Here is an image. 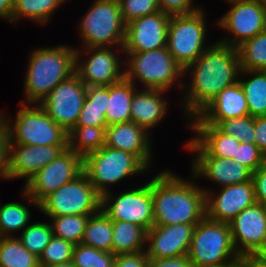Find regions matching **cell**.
I'll use <instances>...</instances> for the list:
<instances>
[{
  "mask_svg": "<svg viewBox=\"0 0 266 267\" xmlns=\"http://www.w3.org/2000/svg\"><path fill=\"white\" fill-rule=\"evenodd\" d=\"M124 55L123 47L76 46L75 73L87 87L109 86L125 78Z\"/></svg>",
  "mask_w": 266,
  "mask_h": 267,
  "instance_id": "10",
  "label": "cell"
},
{
  "mask_svg": "<svg viewBox=\"0 0 266 267\" xmlns=\"http://www.w3.org/2000/svg\"><path fill=\"white\" fill-rule=\"evenodd\" d=\"M67 148L68 145L9 144L8 169L5 181L24 179V185Z\"/></svg>",
  "mask_w": 266,
  "mask_h": 267,
  "instance_id": "18",
  "label": "cell"
},
{
  "mask_svg": "<svg viewBox=\"0 0 266 267\" xmlns=\"http://www.w3.org/2000/svg\"><path fill=\"white\" fill-rule=\"evenodd\" d=\"M116 255L84 244L75 245L72 262L75 267H114Z\"/></svg>",
  "mask_w": 266,
  "mask_h": 267,
  "instance_id": "37",
  "label": "cell"
},
{
  "mask_svg": "<svg viewBox=\"0 0 266 267\" xmlns=\"http://www.w3.org/2000/svg\"><path fill=\"white\" fill-rule=\"evenodd\" d=\"M172 170L162 169L149 178L154 225L196 226L206 216L205 191L192 173L186 179Z\"/></svg>",
  "mask_w": 266,
  "mask_h": 267,
  "instance_id": "2",
  "label": "cell"
},
{
  "mask_svg": "<svg viewBox=\"0 0 266 267\" xmlns=\"http://www.w3.org/2000/svg\"><path fill=\"white\" fill-rule=\"evenodd\" d=\"M87 86L76 73L61 81L40 103L66 132L75 127L86 97Z\"/></svg>",
  "mask_w": 266,
  "mask_h": 267,
  "instance_id": "15",
  "label": "cell"
},
{
  "mask_svg": "<svg viewBox=\"0 0 266 267\" xmlns=\"http://www.w3.org/2000/svg\"><path fill=\"white\" fill-rule=\"evenodd\" d=\"M68 0H15L11 24L19 25L20 21H32L35 25L46 26L51 22L55 12Z\"/></svg>",
  "mask_w": 266,
  "mask_h": 267,
  "instance_id": "28",
  "label": "cell"
},
{
  "mask_svg": "<svg viewBox=\"0 0 266 267\" xmlns=\"http://www.w3.org/2000/svg\"><path fill=\"white\" fill-rule=\"evenodd\" d=\"M9 122L4 110H0V180L5 181L8 169Z\"/></svg>",
  "mask_w": 266,
  "mask_h": 267,
  "instance_id": "42",
  "label": "cell"
},
{
  "mask_svg": "<svg viewBox=\"0 0 266 267\" xmlns=\"http://www.w3.org/2000/svg\"><path fill=\"white\" fill-rule=\"evenodd\" d=\"M101 209V195L82 173L39 203L43 216L92 215Z\"/></svg>",
  "mask_w": 266,
  "mask_h": 267,
  "instance_id": "12",
  "label": "cell"
},
{
  "mask_svg": "<svg viewBox=\"0 0 266 267\" xmlns=\"http://www.w3.org/2000/svg\"><path fill=\"white\" fill-rule=\"evenodd\" d=\"M232 161L244 165L253 173L266 162V156L256 144L240 142Z\"/></svg>",
  "mask_w": 266,
  "mask_h": 267,
  "instance_id": "41",
  "label": "cell"
},
{
  "mask_svg": "<svg viewBox=\"0 0 266 267\" xmlns=\"http://www.w3.org/2000/svg\"><path fill=\"white\" fill-rule=\"evenodd\" d=\"M240 71L237 48L217 40L184 69L178 104L186 129L189 120L196 117L224 88L238 81Z\"/></svg>",
  "mask_w": 266,
  "mask_h": 267,
  "instance_id": "1",
  "label": "cell"
},
{
  "mask_svg": "<svg viewBox=\"0 0 266 267\" xmlns=\"http://www.w3.org/2000/svg\"><path fill=\"white\" fill-rule=\"evenodd\" d=\"M79 47H123L126 24L118 0H93L77 23Z\"/></svg>",
  "mask_w": 266,
  "mask_h": 267,
  "instance_id": "6",
  "label": "cell"
},
{
  "mask_svg": "<svg viewBox=\"0 0 266 267\" xmlns=\"http://www.w3.org/2000/svg\"><path fill=\"white\" fill-rule=\"evenodd\" d=\"M112 252L115 255L137 253L146 249L147 231L132 222L112 221Z\"/></svg>",
  "mask_w": 266,
  "mask_h": 267,
  "instance_id": "30",
  "label": "cell"
},
{
  "mask_svg": "<svg viewBox=\"0 0 266 267\" xmlns=\"http://www.w3.org/2000/svg\"><path fill=\"white\" fill-rule=\"evenodd\" d=\"M147 267H195L190 261L188 255L162 258V259H149Z\"/></svg>",
  "mask_w": 266,
  "mask_h": 267,
  "instance_id": "48",
  "label": "cell"
},
{
  "mask_svg": "<svg viewBox=\"0 0 266 267\" xmlns=\"http://www.w3.org/2000/svg\"><path fill=\"white\" fill-rule=\"evenodd\" d=\"M223 1H225V3H232L236 1H252V0H223Z\"/></svg>",
  "mask_w": 266,
  "mask_h": 267,
  "instance_id": "56",
  "label": "cell"
},
{
  "mask_svg": "<svg viewBox=\"0 0 266 267\" xmlns=\"http://www.w3.org/2000/svg\"><path fill=\"white\" fill-rule=\"evenodd\" d=\"M216 127L240 142L255 144L254 117L250 115L222 120Z\"/></svg>",
  "mask_w": 266,
  "mask_h": 267,
  "instance_id": "38",
  "label": "cell"
},
{
  "mask_svg": "<svg viewBox=\"0 0 266 267\" xmlns=\"http://www.w3.org/2000/svg\"><path fill=\"white\" fill-rule=\"evenodd\" d=\"M200 186L205 191L206 217L213 221L229 223L256 203L252 180L217 189Z\"/></svg>",
  "mask_w": 266,
  "mask_h": 267,
  "instance_id": "16",
  "label": "cell"
},
{
  "mask_svg": "<svg viewBox=\"0 0 266 267\" xmlns=\"http://www.w3.org/2000/svg\"><path fill=\"white\" fill-rule=\"evenodd\" d=\"M91 215L45 216L50 221L53 235L74 245L81 244L86 223Z\"/></svg>",
  "mask_w": 266,
  "mask_h": 267,
  "instance_id": "35",
  "label": "cell"
},
{
  "mask_svg": "<svg viewBox=\"0 0 266 267\" xmlns=\"http://www.w3.org/2000/svg\"><path fill=\"white\" fill-rule=\"evenodd\" d=\"M226 13L216 19V25L225 33L217 41L237 48L266 30V7L256 0L227 3Z\"/></svg>",
  "mask_w": 266,
  "mask_h": 267,
  "instance_id": "13",
  "label": "cell"
},
{
  "mask_svg": "<svg viewBox=\"0 0 266 267\" xmlns=\"http://www.w3.org/2000/svg\"><path fill=\"white\" fill-rule=\"evenodd\" d=\"M112 220L100 209L89 216L81 244L112 252Z\"/></svg>",
  "mask_w": 266,
  "mask_h": 267,
  "instance_id": "32",
  "label": "cell"
},
{
  "mask_svg": "<svg viewBox=\"0 0 266 267\" xmlns=\"http://www.w3.org/2000/svg\"><path fill=\"white\" fill-rule=\"evenodd\" d=\"M206 9L170 17L167 30V49L174 60L185 69L213 43H209Z\"/></svg>",
  "mask_w": 266,
  "mask_h": 267,
  "instance_id": "9",
  "label": "cell"
},
{
  "mask_svg": "<svg viewBox=\"0 0 266 267\" xmlns=\"http://www.w3.org/2000/svg\"><path fill=\"white\" fill-rule=\"evenodd\" d=\"M239 264H221L215 266H205V267H237Z\"/></svg>",
  "mask_w": 266,
  "mask_h": 267,
  "instance_id": "53",
  "label": "cell"
},
{
  "mask_svg": "<svg viewBox=\"0 0 266 267\" xmlns=\"http://www.w3.org/2000/svg\"><path fill=\"white\" fill-rule=\"evenodd\" d=\"M82 173L83 158L67 148L32 176L22 189L40 203L50 193L75 180Z\"/></svg>",
  "mask_w": 266,
  "mask_h": 267,
  "instance_id": "14",
  "label": "cell"
},
{
  "mask_svg": "<svg viewBox=\"0 0 266 267\" xmlns=\"http://www.w3.org/2000/svg\"><path fill=\"white\" fill-rule=\"evenodd\" d=\"M194 225H154L146 233V254L149 259L188 255Z\"/></svg>",
  "mask_w": 266,
  "mask_h": 267,
  "instance_id": "20",
  "label": "cell"
},
{
  "mask_svg": "<svg viewBox=\"0 0 266 267\" xmlns=\"http://www.w3.org/2000/svg\"><path fill=\"white\" fill-rule=\"evenodd\" d=\"M189 131L195 133L183 143L193 157H220L232 159L236 156L240 141L225 135L215 125L188 124Z\"/></svg>",
  "mask_w": 266,
  "mask_h": 267,
  "instance_id": "22",
  "label": "cell"
},
{
  "mask_svg": "<svg viewBox=\"0 0 266 267\" xmlns=\"http://www.w3.org/2000/svg\"><path fill=\"white\" fill-rule=\"evenodd\" d=\"M138 87L126 78L109 85L105 120L107 126L131 122V102Z\"/></svg>",
  "mask_w": 266,
  "mask_h": 267,
  "instance_id": "27",
  "label": "cell"
},
{
  "mask_svg": "<svg viewBox=\"0 0 266 267\" xmlns=\"http://www.w3.org/2000/svg\"><path fill=\"white\" fill-rule=\"evenodd\" d=\"M255 144L266 156V116L254 117Z\"/></svg>",
  "mask_w": 266,
  "mask_h": 267,
  "instance_id": "49",
  "label": "cell"
},
{
  "mask_svg": "<svg viewBox=\"0 0 266 267\" xmlns=\"http://www.w3.org/2000/svg\"><path fill=\"white\" fill-rule=\"evenodd\" d=\"M188 258L195 267L240 264L229 223L217 222L206 216L195 226Z\"/></svg>",
  "mask_w": 266,
  "mask_h": 267,
  "instance_id": "7",
  "label": "cell"
},
{
  "mask_svg": "<svg viewBox=\"0 0 266 267\" xmlns=\"http://www.w3.org/2000/svg\"><path fill=\"white\" fill-rule=\"evenodd\" d=\"M52 236L53 229L50 221L41 220L30 223L17 238L30 253L40 258Z\"/></svg>",
  "mask_w": 266,
  "mask_h": 267,
  "instance_id": "36",
  "label": "cell"
},
{
  "mask_svg": "<svg viewBox=\"0 0 266 267\" xmlns=\"http://www.w3.org/2000/svg\"><path fill=\"white\" fill-rule=\"evenodd\" d=\"M75 126L107 127L105 114L97 107H88L85 98Z\"/></svg>",
  "mask_w": 266,
  "mask_h": 267,
  "instance_id": "44",
  "label": "cell"
},
{
  "mask_svg": "<svg viewBox=\"0 0 266 267\" xmlns=\"http://www.w3.org/2000/svg\"><path fill=\"white\" fill-rule=\"evenodd\" d=\"M195 0H159V9L170 16L187 15L202 9Z\"/></svg>",
  "mask_w": 266,
  "mask_h": 267,
  "instance_id": "43",
  "label": "cell"
},
{
  "mask_svg": "<svg viewBox=\"0 0 266 267\" xmlns=\"http://www.w3.org/2000/svg\"><path fill=\"white\" fill-rule=\"evenodd\" d=\"M258 255L266 262V246L258 253Z\"/></svg>",
  "mask_w": 266,
  "mask_h": 267,
  "instance_id": "54",
  "label": "cell"
},
{
  "mask_svg": "<svg viewBox=\"0 0 266 267\" xmlns=\"http://www.w3.org/2000/svg\"><path fill=\"white\" fill-rule=\"evenodd\" d=\"M255 198L257 203L266 206V162L252 173Z\"/></svg>",
  "mask_w": 266,
  "mask_h": 267,
  "instance_id": "47",
  "label": "cell"
},
{
  "mask_svg": "<svg viewBox=\"0 0 266 267\" xmlns=\"http://www.w3.org/2000/svg\"><path fill=\"white\" fill-rule=\"evenodd\" d=\"M125 24L142 16L160 11L159 0H118Z\"/></svg>",
  "mask_w": 266,
  "mask_h": 267,
  "instance_id": "40",
  "label": "cell"
},
{
  "mask_svg": "<svg viewBox=\"0 0 266 267\" xmlns=\"http://www.w3.org/2000/svg\"><path fill=\"white\" fill-rule=\"evenodd\" d=\"M18 104L15 117L4 110L9 122V144L68 145V132L39 104Z\"/></svg>",
  "mask_w": 266,
  "mask_h": 267,
  "instance_id": "8",
  "label": "cell"
},
{
  "mask_svg": "<svg viewBox=\"0 0 266 267\" xmlns=\"http://www.w3.org/2000/svg\"><path fill=\"white\" fill-rule=\"evenodd\" d=\"M236 252L244 259L266 246V206L261 203L244 209L229 222Z\"/></svg>",
  "mask_w": 266,
  "mask_h": 267,
  "instance_id": "17",
  "label": "cell"
},
{
  "mask_svg": "<svg viewBox=\"0 0 266 267\" xmlns=\"http://www.w3.org/2000/svg\"><path fill=\"white\" fill-rule=\"evenodd\" d=\"M0 267H40V264L39 258L17 237H0Z\"/></svg>",
  "mask_w": 266,
  "mask_h": 267,
  "instance_id": "33",
  "label": "cell"
},
{
  "mask_svg": "<svg viewBox=\"0 0 266 267\" xmlns=\"http://www.w3.org/2000/svg\"><path fill=\"white\" fill-rule=\"evenodd\" d=\"M45 267H75V265L73 264L72 261H70L67 263H61V264H57V265H49V266H45Z\"/></svg>",
  "mask_w": 266,
  "mask_h": 267,
  "instance_id": "52",
  "label": "cell"
},
{
  "mask_svg": "<svg viewBox=\"0 0 266 267\" xmlns=\"http://www.w3.org/2000/svg\"><path fill=\"white\" fill-rule=\"evenodd\" d=\"M189 168L200 183L206 180L214 184L213 189L251 181L252 172L232 159L220 157H192Z\"/></svg>",
  "mask_w": 266,
  "mask_h": 267,
  "instance_id": "21",
  "label": "cell"
},
{
  "mask_svg": "<svg viewBox=\"0 0 266 267\" xmlns=\"http://www.w3.org/2000/svg\"><path fill=\"white\" fill-rule=\"evenodd\" d=\"M74 247L73 243L53 235L39 258L40 267L72 261Z\"/></svg>",
  "mask_w": 266,
  "mask_h": 267,
  "instance_id": "39",
  "label": "cell"
},
{
  "mask_svg": "<svg viewBox=\"0 0 266 267\" xmlns=\"http://www.w3.org/2000/svg\"><path fill=\"white\" fill-rule=\"evenodd\" d=\"M168 93L162 90L138 88L131 102V122L152 135V130L157 128L170 112L171 101L165 95Z\"/></svg>",
  "mask_w": 266,
  "mask_h": 267,
  "instance_id": "25",
  "label": "cell"
},
{
  "mask_svg": "<svg viewBox=\"0 0 266 267\" xmlns=\"http://www.w3.org/2000/svg\"><path fill=\"white\" fill-rule=\"evenodd\" d=\"M238 81L246 97L249 115L266 116V71L241 70Z\"/></svg>",
  "mask_w": 266,
  "mask_h": 267,
  "instance_id": "29",
  "label": "cell"
},
{
  "mask_svg": "<svg viewBox=\"0 0 266 267\" xmlns=\"http://www.w3.org/2000/svg\"><path fill=\"white\" fill-rule=\"evenodd\" d=\"M148 260L146 251L118 254L115 257L114 267H147Z\"/></svg>",
  "mask_w": 266,
  "mask_h": 267,
  "instance_id": "46",
  "label": "cell"
},
{
  "mask_svg": "<svg viewBox=\"0 0 266 267\" xmlns=\"http://www.w3.org/2000/svg\"><path fill=\"white\" fill-rule=\"evenodd\" d=\"M30 51L20 103L39 104L61 81L75 73L76 47L62 43Z\"/></svg>",
  "mask_w": 266,
  "mask_h": 267,
  "instance_id": "3",
  "label": "cell"
},
{
  "mask_svg": "<svg viewBox=\"0 0 266 267\" xmlns=\"http://www.w3.org/2000/svg\"><path fill=\"white\" fill-rule=\"evenodd\" d=\"M121 192L101 196V209L112 221H127L149 231L154 226L151 180Z\"/></svg>",
  "mask_w": 266,
  "mask_h": 267,
  "instance_id": "11",
  "label": "cell"
},
{
  "mask_svg": "<svg viewBox=\"0 0 266 267\" xmlns=\"http://www.w3.org/2000/svg\"><path fill=\"white\" fill-rule=\"evenodd\" d=\"M21 197L23 201L0 203V237H17L31 223L33 213L30 208L39 211V203L23 189Z\"/></svg>",
  "mask_w": 266,
  "mask_h": 267,
  "instance_id": "26",
  "label": "cell"
},
{
  "mask_svg": "<svg viewBox=\"0 0 266 267\" xmlns=\"http://www.w3.org/2000/svg\"><path fill=\"white\" fill-rule=\"evenodd\" d=\"M249 115L246 97L239 81L224 88L188 124L217 125L222 120Z\"/></svg>",
  "mask_w": 266,
  "mask_h": 267,
  "instance_id": "24",
  "label": "cell"
},
{
  "mask_svg": "<svg viewBox=\"0 0 266 267\" xmlns=\"http://www.w3.org/2000/svg\"><path fill=\"white\" fill-rule=\"evenodd\" d=\"M250 267H266V262L258 255H250L243 259Z\"/></svg>",
  "mask_w": 266,
  "mask_h": 267,
  "instance_id": "51",
  "label": "cell"
},
{
  "mask_svg": "<svg viewBox=\"0 0 266 267\" xmlns=\"http://www.w3.org/2000/svg\"><path fill=\"white\" fill-rule=\"evenodd\" d=\"M124 56L125 78L137 87L165 92L175 88L182 92L184 69L174 60L167 47L125 53Z\"/></svg>",
  "mask_w": 266,
  "mask_h": 267,
  "instance_id": "4",
  "label": "cell"
},
{
  "mask_svg": "<svg viewBox=\"0 0 266 267\" xmlns=\"http://www.w3.org/2000/svg\"><path fill=\"white\" fill-rule=\"evenodd\" d=\"M237 267H250L244 260Z\"/></svg>",
  "mask_w": 266,
  "mask_h": 267,
  "instance_id": "55",
  "label": "cell"
},
{
  "mask_svg": "<svg viewBox=\"0 0 266 267\" xmlns=\"http://www.w3.org/2000/svg\"><path fill=\"white\" fill-rule=\"evenodd\" d=\"M259 2L263 7H266V0H256Z\"/></svg>",
  "mask_w": 266,
  "mask_h": 267,
  "instance_id": "57",
  "label": "cell"
},
{
  "mask_svg": "<svg viewBox=\"0 0 266 267\" xmlns=\"http://www.w3.org/2000/svg\"><path fill=\"white\" fill-rule=\"evenodd\" d=\"M85 98L88 100V107H97L106 114L109 86H89Z\"/></svg>",
  "mask_w": 266,
  "mask_h": 267,
  "instance_id": "45",
  "label": "cell"
},
{
  "mask_svg": "<svg viewBox=\"0 0 266 267\" xmlns=\"http://www.w3.org/2000/svg\"><path fill=\"white\" fill-rule=\"evenodd\" d=\"M170 17V15L158 11L127 23L123 45L124 53H138L167 47Z\"/></svg>",
  "mask_w": 266,
  "mask_h": 267,
  "instance_id": "19",
  "label": "cell"
},
{
  "mask_svg": "<svg viewBox=\"0 0 266 267\" xmlns=\"http://www.w3.org/2000/svg\"><path fill=\"white\" fill-rule=\"evenodd\" d=\"M105 136V146L132 153L152 170L155 159L153 137L145 129L134 122L115 124L107 126Z\"/></svg>",
  "mask_w": 266,
  "mask_h": 267,
  "instance_id": "23",
  "label": "cell"
},
{
  "mask_svg": "<svg viewBox=\"0 0 266 267\" xmlns=\"http://www.w3.org/2000/svg\"><path fill=\"white\" fill-rule=\"evenodd\" d=\"M241 70L266 71V30L237 47Z\"/></svg>",
  "mask_w": 266,
  "mask_h": 267,
  "instance_id": "34",
  "label": "cell"
},
{
  "mask_svg": "<svg viewBox=\"0 0 266 267\" xmlns=\"http://www.w3.org/2000/svg\"><path fill=\"white\" fill-rule=\"evenodd\" d=\"M83 173L102 196L115 185L130 177L142 175L149 169L132 153L103 146L83 158ZM144 174V175H143Z\"/></svg>",
  "mask_w": 266,
  "mask_h": 267,
  "instance_id": "5",
  "label": "cell"
},
{
  "mask_svg": "<svg viewBox=\"0 0 266 267\" xmlns=\"http://www.w3.org/2000/svg\"><path fill=\"white\" fill-rule=\"evenodd\" d=\"M15 0H0V19L11 24Z\"/></svg>",
  "mask_w": 266,
  "mask_h": 267,
  "instance_id": "50",
  "label": "cell"
},
{
  "mask_svg": "<svg viewBox=\"0 0 266 267\" xmlns=\"http://www.w3.org/2000/svg\"><path fill=\"white\" fill-rule=\"evenodd\" d=\"M107 127L75 126L68 132V149L81 158L105 145Z\"/></svg>",
  "mask_w": 266,
  "mask_h": 267,
  "instance_id": "31",
  "label": "cell"
}]
</instances>
